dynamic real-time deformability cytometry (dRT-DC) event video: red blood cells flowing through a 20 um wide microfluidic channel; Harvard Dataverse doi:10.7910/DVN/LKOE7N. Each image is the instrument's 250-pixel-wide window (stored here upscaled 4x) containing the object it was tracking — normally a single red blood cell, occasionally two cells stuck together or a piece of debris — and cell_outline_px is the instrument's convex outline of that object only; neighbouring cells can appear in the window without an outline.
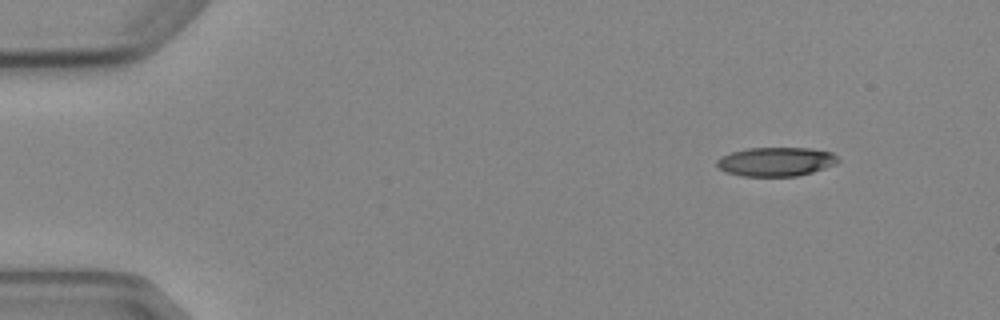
{"species": "Egyptian fruit bat (a non-hibernating species)", "species_latin": "Rousettus aegyptiacus", "temperature_condition": "cold", "stored_images_in_passage": 5, "camera_frame_rate_fps": 3000, "um_per_image_px": 0.085, "animal": {"sex": "female"}, "frame": {"image": 1, "passage_image": 1, "time_ms": 0.0, "image_size_px": [1000, 320], "cell_outline_px": [[840, 160], [836, 164], [812, 172], [796, 176], [744, 176], [724, 172], [716, 164], [716, 160], [720, 156], [732, 152], [748, 148], [812, 148], [832, 152]], "centroid_in_image_um": [65.95, 13.74], "position_along_channel_um": 19.0, "area_um2": 20.52}}
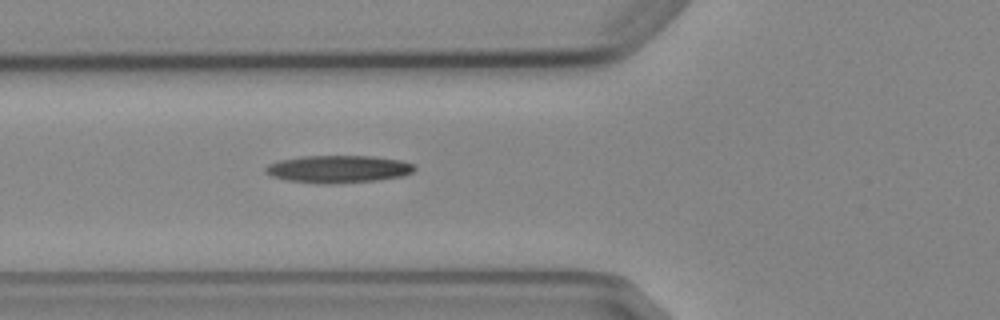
{"frame": {"image": 2, "passage_image": 5, "time_ms": 4.667, "image_size_px": [1000, 320], "cell_outline_px": [[416, 168], [412, 172], [404, 176], [376, 180], [324, 184], [288, 180], [272, 176], [264, 172], [264, 168], [268, 164], [276, 160], [300, 156], [372, 156], [400, 160], [416, 164]], "centroid_in_image_um": [28.74, 14.36], "position_along_channel_um": 97.1, "area_um2": 23.93}}